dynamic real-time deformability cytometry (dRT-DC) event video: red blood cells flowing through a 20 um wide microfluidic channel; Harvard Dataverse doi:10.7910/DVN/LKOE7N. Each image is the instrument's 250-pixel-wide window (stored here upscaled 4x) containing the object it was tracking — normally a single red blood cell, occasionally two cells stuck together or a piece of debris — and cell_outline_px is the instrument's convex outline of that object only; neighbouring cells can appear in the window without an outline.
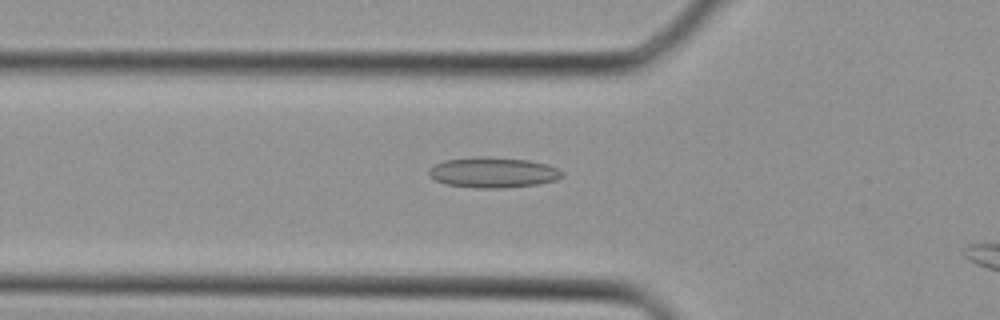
{"species": "Egyptian fruit bat (a non-hibernating species)", "species_latin": "Rousettus aegyptiacus", "temperature_condition": "cold", "stored_images_in_passage": 35, "camera_frame_rate_fps": 3000, "um_per_image_px": 0.085, "animal": {"sex": "female"}, "frame": {"image": 1, "passage_image": 14, "time_ms": 4.333, "image_size_px": [1000, 320], "cell_outline_px": [[564, 176], [556, 180], [536, 184], [504, 188], [476, 188], [444, 184], [436, 180], [428, 172], [428, 168], [444, 160], [476, 156], [484, 156], [528, 160], [548, 164], [564, 172]], "centroid_in_image_um": [41.91, 14.65], "position_along_channel_um": 83.9, "area_um2": 23.76}}
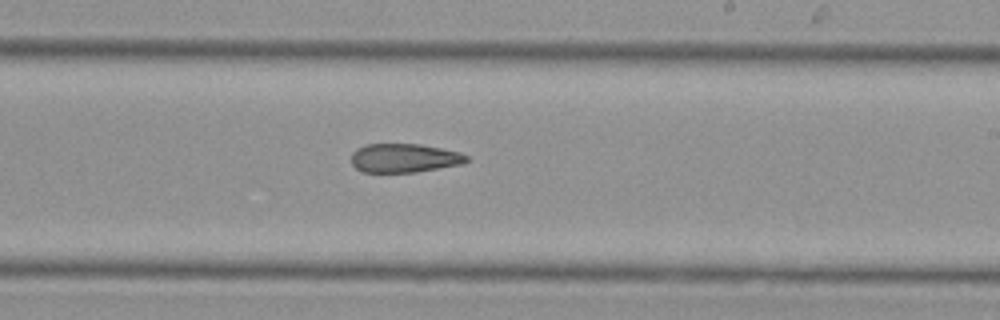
{"frame": {"image": 2, "passage_image": 24, "time_ms": 7.667, "image_size_px": [1000, 320], "cell_outline_px": [[468, 160], [464, 164], [416, 172], [364, 172], [356, 168], [352, 164], [352, 152], [356, 148], [364, 144], [420, 144], [460, 152], [468, 156]], "centroid_in_image_um": [34.36, 13.43], "position_along_channel_um": 254.6, "area_um2": 19.48}}
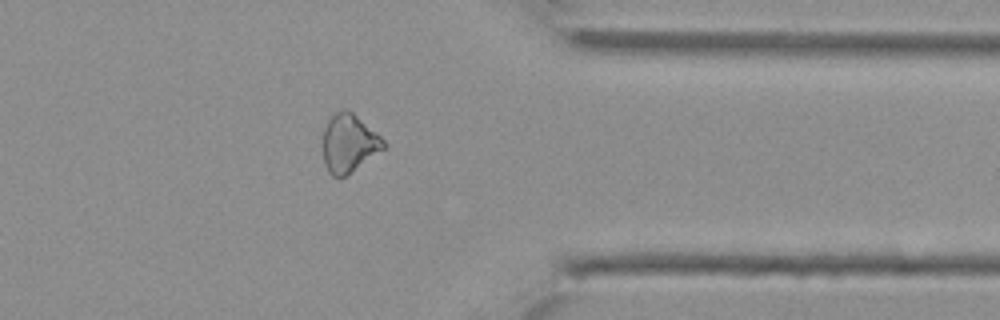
{"frame": {"image": 3, "passage_image": 32, "time_ms": 10.333, "image_size_px": [1000, 320], "cell_outline_px": [[388, 148], [340, 180], [332, 176], [328, 172], [324, 164], [320, 144], [324, 128], [328, 120], [336, 112], [344, 108], [352, 112], [376, 132], [388, 144]], "centroid_in_image_um": [29.64, 12.23], "position_along_channel_um": 381.8, "area_um2": 21.44}}